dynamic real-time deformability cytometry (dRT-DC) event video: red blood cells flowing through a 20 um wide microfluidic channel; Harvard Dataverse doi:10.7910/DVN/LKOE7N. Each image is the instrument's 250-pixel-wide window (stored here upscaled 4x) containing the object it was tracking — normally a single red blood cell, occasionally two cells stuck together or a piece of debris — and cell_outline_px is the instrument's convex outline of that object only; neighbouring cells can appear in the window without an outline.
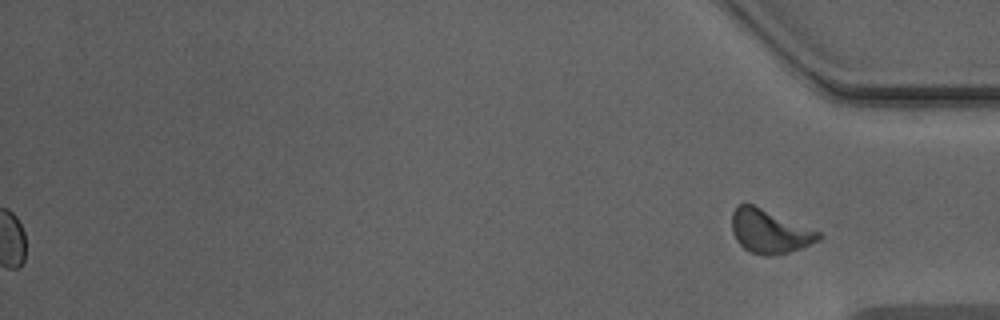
{"species": "Egyptian fruit bat (a non-hibernating species)", "species_latin": "Rousettus aegyptiacus", "temperature_condition": "warm", "stored_images_in_passage": 47, "segment_of_instrument_passage": [2, 2], "camera_frame_rate_fps": 3000, "um_per_image_px": 0.085, "animal": {"sex": "male"}, "frame": {"image": 1, "passage_image": 47, "time_ms": 15.333, "image_size_px": [1000, 320], "cell_outline_px": [[824, 236], [820, 240], [800, 248], [788, 252], [772, 256], [764, 256], [752, 252], [744, 248], [736, 240], [732, 232], [732, 212], [736, 204], [752, 204], [820, 232]], "centroid_in_image_um": [65.39, 19.67], "position_along_channel_um": 369.8, "area_um2": 21.91}}